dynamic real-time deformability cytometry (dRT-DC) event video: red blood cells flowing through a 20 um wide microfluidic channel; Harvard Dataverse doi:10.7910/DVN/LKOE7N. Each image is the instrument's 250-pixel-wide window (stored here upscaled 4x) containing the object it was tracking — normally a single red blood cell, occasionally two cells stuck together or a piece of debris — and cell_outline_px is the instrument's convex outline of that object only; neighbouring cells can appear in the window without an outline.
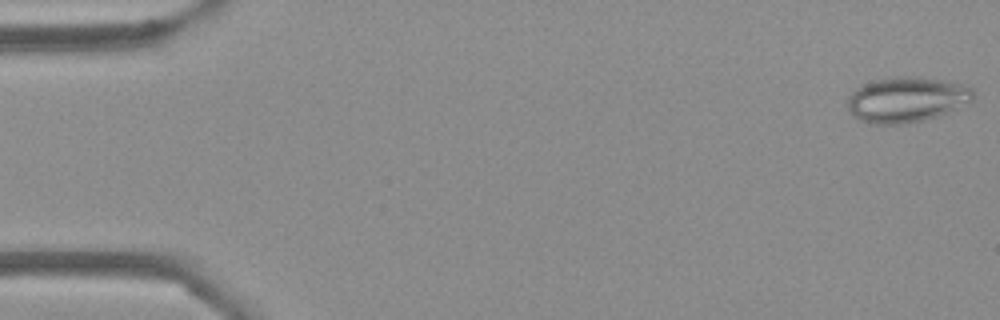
{"species": "Egyptian fruit bat (a non-hibernating species)", "species_latin": "Rousettus aegyptiacus", "temperature_condition": "cold", "stored_images_in_passage": 53, "camera_frame_rate_fps": 3000, "um_per_image_px": 0.085, "frame": {"image": 1, "passage_image": 1, "time_ms": 0.0, "image_size_px": [1000, 320], "cell_outline_px": [[972, 100], [936, 116], [924, 120], [904, 124], [868, 124], [860, 120], [848, 108], [848, 96], [856, 88], [864, 84], [876, 80], [896, 76], [912, 76], [944, 80], [960, 84], [972, 88]], "centroid_in_image_um": [77.01, 8.46], "position_along_channel_um": 8.0, "area_um2": 32.71}}
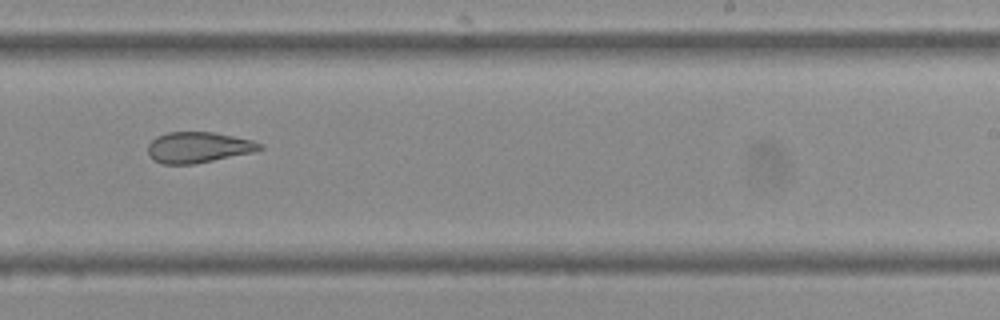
{"frame": {"image": 2, "passage_image": 33, "time_ms": 10.667, "image_size_px": [1000, 320], "cell_outline_px": [[264, 148], [256, 152], [192, 164], [164, 164], [152, 160], [148, 152], [148, 144], [156, 136], [168, 132], [212, 132], [252, 140], [264, 144]], "centroid_in_image_um": [16.87, 12.53], "position_along_channel_um": 272.1, "area_um2": 20.17}}
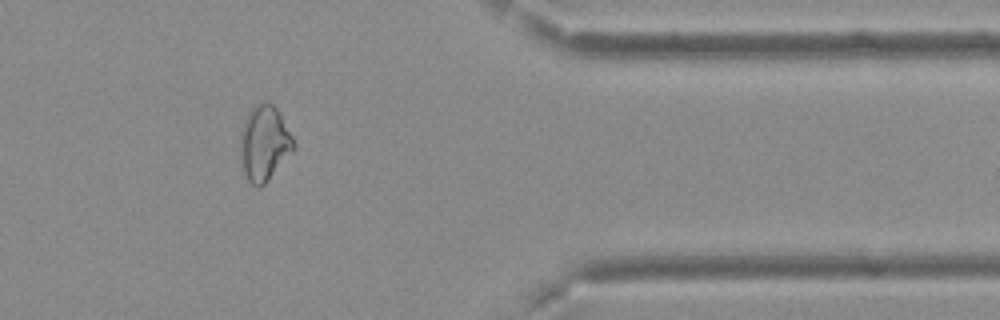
{"frame": {"image": 3, "passage_image": 44, "time_ms": 14.333, "image_size_px": [1000, 320], "cell_outline_px": [[296, 148], [268, 180], [264, 184], [256, 188], [248, 180], [244, 172], [240, 148], [240, 132], [244, 120], [248, 112], [252, 108], [268, 100], [280, 112], [296, 144]], "centroid_in_image_um": [22.48, 12.16], "position_along_channel_um": 388.9, "area_um2": 23.35}, "authors_computed_cell_mechanics": {"area_um2": 23.987, "velocity_mm_per_s": 3.7414, "shape_relaxation_time_tau1_ms": null, "shape_relaxation_time_tau2_ms": 2.118, "deformation_change_tau1": null, "deformation_change_tau2": 0.1053}}